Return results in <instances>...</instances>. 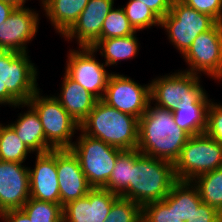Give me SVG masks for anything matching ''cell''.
Masks as SVG:
<instances>
[{
  "label": "cell",
  "mask_w": 222,
  "mask_h": 222,
  "mask_svg": "<svg viewBox=\"0 0 222 222\" xmlns=\"http://www.w3.org/2000/svg\"><path fill=\"white\" fill-rule=\"evenodd\" d=\"M176 181L173 163L142 154L136 149V163L131 169L127 199L141 206L161 201Z\"/></svg>",
  "instance_id": "cell-3"
},
{
  "label": "cell",
  "mask_w": 222,
  "mask_h": 222,
  "mask_svg": "<svg viewBox=\"0 0 222 222\" xmlns=\"http://www.w3.org/2000/svg\"><path fill=\"white\" fill-rule=\"evenodd\" d=\"M154 106L150 101L139 118L137 150L174 164L190 135L175 123L173 112Z\"/></svg>",
  "instance_id": "cell-1"
},
{
  "label": "cell",
  "mask_w": 222,
  "mask_h": 222,
  "mask_svg": "<svg viewBox=\"0 0 222 222\" xmlns=\"http://www.w3.org/2000/svg\"><path fill=\"white\" fill-rule=\"evenodd\" d=\"M38 13L29 8L16 7L6 22L0 25V46L5 51L27 52V44L38 31Z\"/></svg>",
  "instance_id": "cell-13"
},
{
  "label": "cell",
  "mask_w": 222,
  "mask_h": 222,
  "mask_svg": "<svg viewBox=\"0 0 222 222\" xmlns=\"http://www.w3.org/2000/svg\"><path fill=\"white\" fill-rule=\"evenodd\" d=\"M211 100H184L173 112L175 123L190 136L204 134Z\"/></svg>",
  "instance_id": "cell-21"
},
{
  "label": "cell",
  "mask_w": 222,
  "mask_h": 222,
  "mask_svg": "<svg viewBox=\"0 0 222 222\" xmlns=\"http://www.w3.org/2000/svg\"><path fill=\"white\" fill-rule=\"evenodd\" d=\"M142 222H183L176 213V182L163 200L142 206Z\"/></svg>",
  "instance_id": "cell-26"
},
{
  "label": "cell",
  "mask_w": 222,
  "mask_h": 222,
  "mask_svg": "<svg viewBox=\"0 0 222 222\" xmlns=\"http://www.w3.org/2000/svg\"><path fill=\"white\" fill-rule=\"evenodd\" d=\"M217 22L207 14L173 0L170 11L161 19V27L166 29L168 39L184 54L194 39L210 30Z\"/></svg>",
  "instance_id": "cell-7"
},
{
  "label": "cell",
  "mask_w": 222,
  "mask_h": 222,
  "mask_svg": "<svg viewBox=\"0 0 222 222\" xmlns=\"http://www.w3.org/2000/svg\"><path fill=\"white\" fill-rule=\"evenodd\" d=\"M94 52L92 47L70 50L65 72L97 100H102L112 73L106 71V64L96 60Z\"/></svg>",
  "instance_id": "cell-12"
},
{
  "label": "cell",
  "mask_w": 222,
  "mask_h": 222,
  "mask_svg": "<svg viewBox=\"0 0 222 222\" xmlns=\"http://www.w3.org/2000/svg\"><path fill=\"white\" fill-rule=\"evenodd\" d=\"M29 198L28 167L17 162L0 160V213L21 209Z\"/></svg>",
  "instance_id": "cell-14"
},
{
  "label": "cell",
  "mask_w": 222,
  "mask_h": 222,
  "mask_svg": "<svg viewBox=\"0 0 222 222\" xmlns=\"http://www.w3.org/2000/svg\"><path fill=\"white\" fill-rule=\"evenodd\" d=\"M21 209L31 222H63V209L57 203L29 198Z\"/></svg>",
  "instance_id": "cell-29"
},
{
  "label": "cell",
  "mask_w": 222,
  "mask_h": 222,
  "mask_svg": "<svg viewBox=\"0 0 222 222\" xmlns=\"http://www.w3.org/2000/svg\"><path fill=\"white\" fill-rule=\"evenodd\" d=\"M203 201L192 181H176V213L186 222Z\"/></svg>",
  "instance_id": "cell-28"
},
{
  "label": "cell",
  "mask_w": 222,
  "mask_h": 222,
  "mask_svg": "<svg viewBox=\"0 0 222 222\" xmlns=\"http://www.w3.org/2000/svg\"><path fill=\"white\" fill-rule=\"evenodd\" d=\"M190 66L185 72L205 74L215 80L222 78V23L199 34L182 55Z\"/></svg>",
  "instance_id": "cell-10"
},
{
  "label": "cell",
  "mask_w": 222,
  "mask_h": 222,
  "mask_svg": "<svg viewBox=\"0 0 222 222\" xmlns=\"http://www.w3.org/2000/svg\"><path fill=\"white\" fill-rule=\"evenodd\" d=\"M16 6L11 3L0 0V25L6 22L7 18L11 15Z\"/></svg>",
  "instance_id": "cell-39"
},
{
  "label": "cell",
  "mask_w": 222,
  "mask_h": 222,
  "mask_svg": "<svg viewBox=\"0 0 222 222\" xmlns=\"http://www.w3.org/2000/svg\"><path fill=\"white\" fill-rule=\"evenodd\" d=\"M149 84L140 85L130 77L112 73L108 79L102 101L139 119L150 102Z\"/></svg>",
  "instance_id": "cell-11"
},
{
  "label": "cell",
  "mask_w": 222,
  "mask_h": 222,
  "mask_svg": "<svg viewBox=\"0 0 222 222\" xmlns=\"http://www.w3.org/2000/svg\"><path fill=\"white\" fill-rule=\"evenodd\" d=\"M39 90L27 104L39 116L47 146L51 150L70 149L74 143L71 137L75 130H80V124L62 107L56 96H41Z\"/></svg>",
  "instance_id": "cell-4"
},
{
  "label": "cell",
  "mask_w": 222,
  "mask_h": 222,
  "mask_svg": "<svg viewBox=\"0 0 222 222\" xmlns=\"http://www.w3.org/2000/svg\"><path fill=\"white\" fill-rule=\"evenodd\" d=\"M192 183L198 188L203 203L216 208L222 214V166L199 175Z\"/></svg>",
  "instance_id": "cell-25"
},
{
  "label": "cell",
  "mask_w": 222,
  "mask_h": 222,
  "mask_svg": "<svg viewBox=\"0 0 222 222\" xmlns=\"http://www.w3.org/2000/svg\"><path fill=\"white\" fill-rule=\"evenodd\" d=\"M143 2L160 19H162L171 9L173 0H137Z\"/></svg>",
  "instance_id": "cell-36"
},
{
  "label": "cell",
  "mask_w": 222,
  "mask_h": 222,
  "mask_svg": "<svg viewBox=\"0 0 222 222\" xmlns=\"http://www.w3.org/2000/svg\"><path fill=\"white\" fill-rule=\"evenodd\" d=\"M60 205L85 197L92 187L88 184L78 158L70 149L56 150Z\"/></svg>",
  "instance_id": "cell-16"
},
{
  "label": "cell",
  "mask_w": 222,
  "mask_h": 222,
  "mask_svg": "<svg viewBox=\"0 0 222 222\" xmlns=\"http://www.w3.org/2000/svg\"><path fill=\"white\" fill-rule=\"evenodd\" d=\"M130 24L136 31L150 28L151 26H160L161 19L148 8L143 2L129 0L126 7H122Z\"/></svg>",
  "instance_id": "cell-30"
},
{
  "label": "cell",
  "mask_w": 222,
  "mask_h": 222,
  "mask_svg": "<svg viewBox=\"0 0 222 222\" xmlns=\"http://www.w3.org/2000/svg\"><path fill=\"white\" fill-rule=\"evenodd\" d=\"M186 222H222V214L216 208L202 202Z\"/></svg>",
  "instance_id": "cell-35"
},
{
  "label": "cell",
  "mask_w": 222,
  "mask_h": 222,
  "mask_svg": "<svg viewBox=\"0 0 222 222\" xmlns=\"http://www.w3.org/2000/svg\"><path fill=\"white\" fill-rule=\"evenodd\" d=\"M32 151L20 140L15 131L8 125L0 124V160L8 162H25Z\"/></svg>",
  "instance_id": "cell-27"
},
{
  "label": "cell",
  "mask_w": 222,
  "mask_h": 222,
  "mask_svg": "<svg viewBox=\"0 0 222 222\" xmlns=\"http://www.w3.org/2000/svg\"><path fill=\"white\" fill-rule=\"evenodd\" d=\"M6 51L0 46V57L5 53Z\"/></svg>",
  "instance_id": "cell-41"
},
{
  "label": "cell",
  "mask_w": 222,
  "mask_h": 222,
  "mask_svg": "<svg viewBox=\"0 0 222 222\" xmlns=\"http://www.w3.org/2000/svg\"><path fill=\"white\" fill-rule=\"evenodd\" d=\"M173 166L176 180L193 181L222 166V144L205 133L190 136Z\"/></svg>",
  "instance_id": "cell-6"
},
{
  "label": "cell",
  "mask_w": 222,
  "mask_h": 222,
  "mask_svg": "<svg viewBox=\"0 0 222 222\" xmlns=\"http://www.w3.org/2000/svg\"><path fill=\"white\" fill-rule=\"evenodd\" d=\"M64 74L61 93L56 98L68 114L81 124L93 109L97 99L66 72Z\"/></svg>",
  "instance_id": "cell-19"
},
{
  "label": "cell",
  "mask_w": 222,
  "mask_h": 222,
  "mask_svg": "<svg viewBox=\"0 0 222 222\" xmlns=\"http://www.w3.org/2000/svg\"><path fill=\"white\" fill-rule=\"evenodd\" d=\"M136 33L123 8H113L101 28V39L124 37Z\"/></svg>",
  "instance_id": "cell-31"
},
{
  "label": "cell",
  "mask_w": 222,
  "mask_h": 222,
  "mask_svg": "<svg viewBox=\"0 0 222 222\" xmlns=\"http://www.w3.org/2000/svg\"><path fill=\"white\" fill-rule=\"evenodd\" d=\"M8 104L13 107L22 105L19 103L8 91L7 88H3V84L0 81V105Z\"/></svg>",
  "instance_id": "cell-38"
},
{
  "label": "cell",
  "mask_w": 222,
  "mask_h": 222,
  "mask_svg": "<svg viewBox=\"0 0 222 222\" xmlns=\"http://www.w3.org/2000/svg\"><path fill=\"white\" fill-rule=\"evenodd\" d=\"M205 134L222 144V105L211 101Z\"/></svg>",
  "instance_id": "cell-33"
},
{
  "label": "cell",
  "mask_w": 222,
  "mask_h": 222,
  "mask_svg": "<svg viewBox=\"0 0 222 222\" xmlns=\"http://www.w3.org/2000/svg\"><path fill=\"white\" fill-rule=\"evenodd\" d=\"M4 222H31L28 215L22 209H12L0 213Z\"/></svg>",
  "instance_id": "cell-37"
},
{
  "label": "cell",
  "mask_w": 222,
  "mask_h": 222,
  "mask_svg": "<svg viewBox=\"0 0 222 222\" xmlns=\"http://www.w3.org/2000/svg\"><path fill=\"white\" fill-rule=\"evenodd\" d=\"M27 54L6 51L0 57V81L19 103H27L38 90L37 69Z\"/></svg>",
  "instance_id": "cell-9"
},
{
  "label": "cell",
  "mask_w": 222,
  "mask_h": 222,
  "mask_svg": "<svg viewBox=\"0 0 222 222\" xmlns=\"http://www.w3.org/2000/svg\"><path fill=\"white\" fill-rule=\"evenodd\" d=\"M174 112L184 100H209L198 74L181 71L156 78L150 83V101Z\"/></svg>",
  "instance_id": "cell-8"
},
{
  "label": "cell",
  "mask_w": 222,
  "mask_h": 222,
  "mask_svg": "<svg viewBox=\"0 0 222 222\" xmlns=\"http://www.w3.org/2000/svg\"><path fill=\"white\" fill-rule=\"evenodd\" d=\"M46 17L63 36L77 21L89 0H41Z\"/></svg>",
  "instance_id": "cell-22"
},
{
  "label": "cell",
  "mask_w": 222,
  "mask_h": 222,
  "mask_svg": "<svg viewBox=\"0 0 222 222\" xmlns=\"http://www.w3.org/2000/svg\"><path fill=\"white\" fill-rule=\"evenodd\" d=\"M28 169L30 198L60 204L56 150L37 153L34 169Z\"/></svg>",
  "instance_id": "cell-18"
},
{
  "label": "cell",
  "mask_w": 222,
  "mask_h": 222,
  "mask_svg": "<svg viewBox=\"0 0 222 222\" xmlns=\"http://www.w3.org/2000/svg\"><path fill=\"white\" fill-rule=\"evenodd\" d=\"M70 148L92 188H103L110 178L118 156L124 151L81 131Z\"/></svg>",
  "instance_id": "cell-5"
},
{
  "label": "cell",
  "mask_w": 222,
  "mask_h": 222,
  "mask_svg": "<svg viewBox=\"0 0 222 222\" xmlns=\"http://www.w3.org/2000/svg\"><path fill=\"white\" fill-rule=\"evenodd\" d=\"M3 1L11 3L16 7H24V4L26 3V0H3Z\"/></svg>",
  "instance_id": "cell-40"
},
{
  "label": "cell",
  "mask_w": 222,
  "mask_h": 222,
  "mask_svg": "<svg viewBox=\"0 0 222 222\" xmlns=\"http://www.w3.org/2000/svg\"><path fill=\"white\" fill-rule=\"evenodd\" d=\"M92 49L100 55L104 56L106 66L117 64L119 60L133 59L136 56L139 43L134 34L124 37H113L108 39H100Z\"/></svg>",
  "instance_id": "cell-23"
},
{
  "label": "cell",
  "mask_w": 222,
  "mask_h": 222,
  "mask_svg": "<svg viewBox=\"0 0 222 222\" xmlns=\"http://www.w3.org/2000/svg\"><path fill=\"white\" fill-rule=\"evenodd\" d=\"M136 163V149L124 150L117 158L108 183L103 187L127 199V186L131 182V169Z\"/></svg>",
  "instance_id": "cell-24"
},
{
  "label": "cell",
  "mask_w": 222,
  "mask_h": 222,
  "mask_svg": "<svg viewBox=\"0 0 222 222\" xmlns=\"http://www.w3.org/2000/svg\"><path fill=\"white\" fill-rule=\"evenodd\" d=\"M200 13L212 17L217 23H222V0H179Z\"/></svg>",
  "instance_id": "cell-34"
},
{
  "label": "cell",
  "mask_w": 222,
  "mask_h": 222,
  "mask_svg": "<svg viewBox=\"0 0 222 222\" xmlns=\"http://www.w3.org/2000/svg\"><path fill=\"white\" fill-rule=\"evenodd\" d=\"M23 105L30 108L29 111L24 114L20 113L17 122L11 123L9 126L32 152L46 153L51 151L46 144L45 133L38 114L27 103H22L21 107Z\"/></svg>",
  "instance_id": "cell-20"
},
{
  "label": "cell",
  "mask_w": 222,
  "mask_h": 222,
  "mask_svg": "<svg viewBox=\"0 0 222 222\" xmlns=\"http://www.w3.org/2000/svg\"><path fill=\"white\" fill-rule=\"evenodd\" d=\"M119 197L104 188H92L85 197L62 207L63 222H104Z\"/></svg>",
  "instance_id": "cell-15"
},
{
  "label": "cell",
  "mask_w": 222,
  "mask_h": 222,
  "mask_svg": "<svg viewBox=\"0 0 222 222\" xmlns=\"http://www.w3.org/2000/svg\"><path fill=\"white\" fill-rule=\"evenodd\" d=\"M80 130L95 139L122 150H134L138 145L139 119L97 100Z\"/></svg>",
  "instance_id": "cell-2"
},
{
  "label": "cell",
  "mask_w": 222,
  "mask_h": 222,
  "mask_svg": "<svg viewBox=\"0 0 222 222\" xmlns=\"http://www.w3.org/2000/svg\"><path fill=\"white\" fill-rule=\"evenodd\" d=\"M114 0H89L73 26L63 35L78 39L79 47H93L101 39V28Z\"/></svg>",
  "instance_id": "cell-17"
},
{
  "label": "cell",
  "mask_w": 222,
  "mask_h": 222,
  "mask_svg": "<svg viewBox=\"0 0 222 222\" xmlns=\"http://www.w3.org/2000/svg\"><path fill=\"white\" fill-rule=\"evenodd\" d=\"M104 222H142V206L122 197L113 204Z\"/></svg>",
  "instance_id": "cell-32"
}]
</instances>
